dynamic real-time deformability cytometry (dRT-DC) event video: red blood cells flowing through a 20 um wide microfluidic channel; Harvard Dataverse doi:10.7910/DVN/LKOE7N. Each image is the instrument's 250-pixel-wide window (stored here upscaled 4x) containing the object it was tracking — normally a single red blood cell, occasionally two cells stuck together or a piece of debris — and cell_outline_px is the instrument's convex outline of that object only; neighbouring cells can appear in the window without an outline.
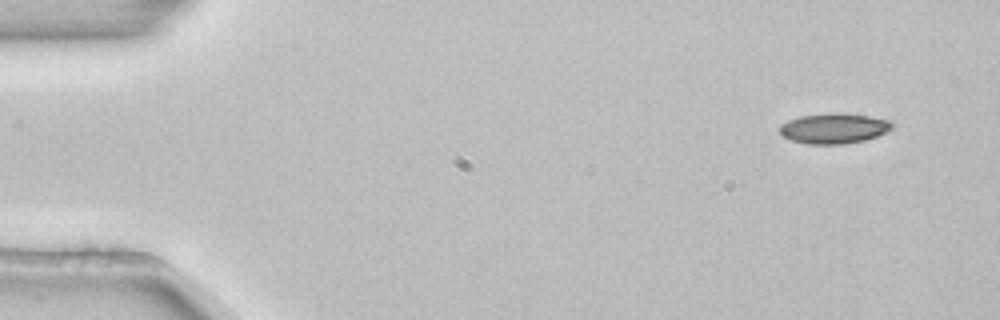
{"species": "common noctule bat (a hibernating species)", "species_latin": "Nyctalus noctula", "temperature_condition": "room temperature", "stored_images_in_passage": 4, "camera_frame_rate_fps": 3000, "um_per_image_px": 0.085, "animal": {"sex": "female", "body_mass_g": 22.7, "forearm_length_mm": 54.2}, "frame": {"image": 1, "passage_image": 1, "time_ms": 0.0, "image_size_px": [1000, 320], "cell_outline_px": [[892, 128], [876, 136], [864, 140], [844, 144], [808, 144], [792, 140], [784, 136], [780, 132], [780, 124], [788, 120], [800, 116], [832, 112], [840, 112], [868, 116], [888, 120], [892, 124]], "centroid_in_image_um": [70.85, 10.9], "position_along_channel_um": 14.2, "area_um2": 19.71}}
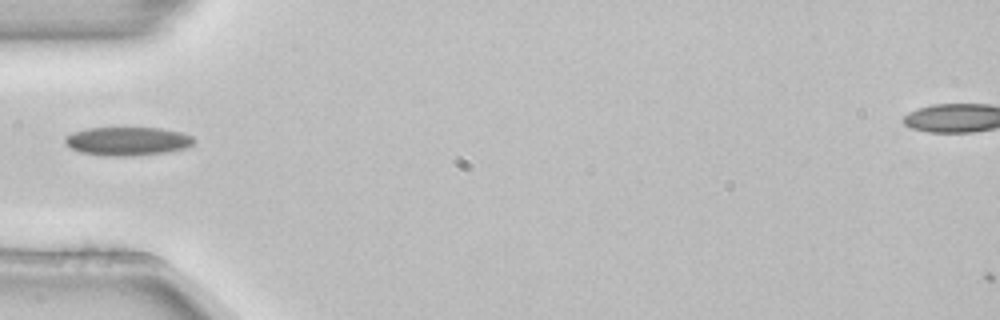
{"frame": {"image": 2, "passage_image": 4, "time_ms": 1.0, "image_size_px": [1000, 320], "cell_outline_px": [[196, 140], [188, 148], [168, 152], [132, 156], [104, 156], [80, 152], [72, 148], [64, 140], [72, 132], [84, 128], [160, 128], [184, 132], [192, 136]], "centroid_in_image_um": [10.9, 12.0], "position_along_channel_um": 74.1, "area_um2": 21.62}}